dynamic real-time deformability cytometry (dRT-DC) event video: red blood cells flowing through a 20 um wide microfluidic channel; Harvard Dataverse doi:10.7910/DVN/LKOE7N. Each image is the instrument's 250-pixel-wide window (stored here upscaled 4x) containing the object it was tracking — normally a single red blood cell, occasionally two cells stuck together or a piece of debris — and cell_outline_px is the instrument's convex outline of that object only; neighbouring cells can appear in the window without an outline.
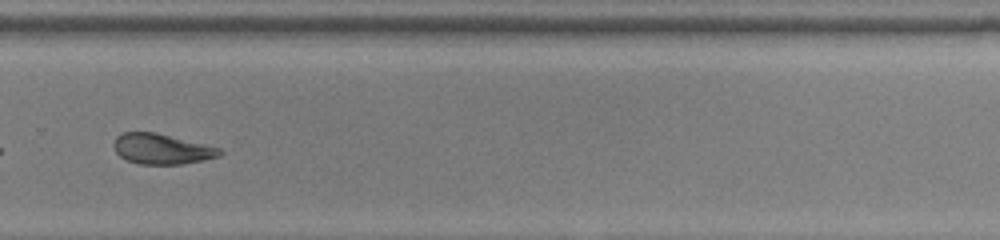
{"species": "common noctule bat (a hibernating species)", "species_latin": "Nyctalus noctula", "temperature_condition": "room temperature", "stored_images_in_passage": 33, "camera_frame_rate_fps": 3000, "um_per_image_px": 0.085, "animal": {"sex": "female", "body_mass_g": 22.0, "forearm_length_mm": 56.7}, "frame": {"image": 1, "passage_image": 19, "time_ms": 6.0, "image_size_px": [1000, 240], "cell_outline_px": [[224, 152], [220, 156], [204, 160], [184, 164], [140, 164], [128, 160], [120, 156], [116, 152], [112, 144], [116, 136], [124, 132], [156, 132], [220, 148]], "centroid_in_image_um": [13.75, 12.66], "position_along_channel_um": 316.1, "area_um2": 18.79}}
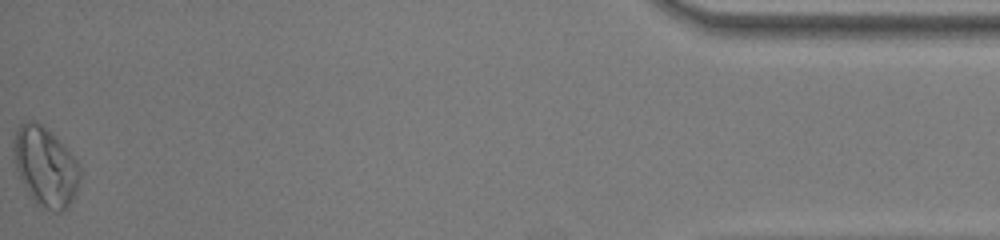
{"frame": {"image": 2, "passage_image": 33, "time_ms": 10.667, "image_size_px": [1000, 240], "cell_outline_px": [[80, 176], [76, 192], [68, 208], [64, 212], [52, 212], [36, 204], [32, 200], [20, 180], [12, 156], [12, 136], [16, 128], [20, 124], [28, 120], [32, 120], [40, 124], [52, 132], [76, 160], [80, 168]], "centroid_in_image_um": [3.81, 14.17], "position_along_channel_um": 431.4, "area_um2": 31.21}, "authors_computed_cell_mechanics": {"area_um2": 19.074, "velocity_mm_per_s": 4.0062, "shape_relaxation_time_tau1_ms": 7.034, "shape_relaxation_time_tau2_ms": 4.0419, "deformation_change_tau1": 0.2017, "deformation_change_tau2": 0.1178}}